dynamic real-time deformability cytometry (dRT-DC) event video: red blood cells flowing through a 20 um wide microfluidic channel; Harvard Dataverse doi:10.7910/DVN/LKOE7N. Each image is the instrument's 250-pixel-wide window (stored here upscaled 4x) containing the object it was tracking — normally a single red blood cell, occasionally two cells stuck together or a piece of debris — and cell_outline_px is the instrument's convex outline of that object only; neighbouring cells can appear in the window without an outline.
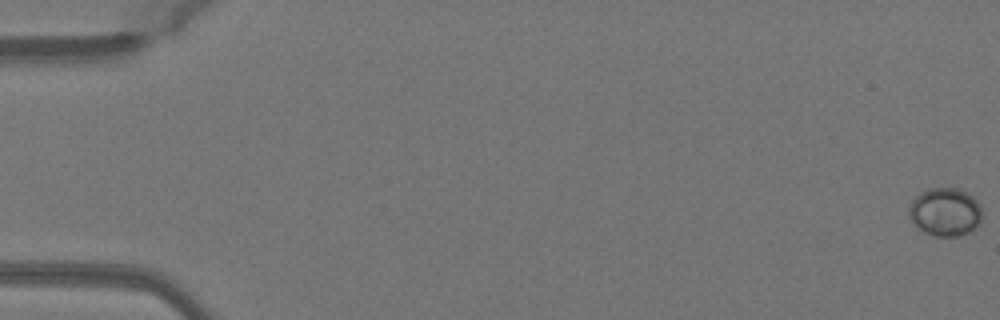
{"species": "Egyptian fruit bat (a non-hibernating species)", "species_latin": "Rousettus aegyptiacus", "temperature_condition": "warm", "stored_images_in_passage": 52, "camera_frame_rate_fps": 3000, "um_per_image_px": 0.085, "animal": {"sex": "female"}, "frame": {"image": 1, "passage_image": 1, "time_ms": 0.0, "image_size_px": [1000, 320], "cell_outline_px": [[980, 224], [976, 228], [960, 236], [936, 236], [924, 232], [912, 224], [908, 216], [908, 204], [920, 192], [928, 188], [960, 188], [972, 196], [980, 204]], "centroid_in_image_um": [80.3, 18.01], "position_along_channel_um": 4.7, "area_um2": 20.87}}
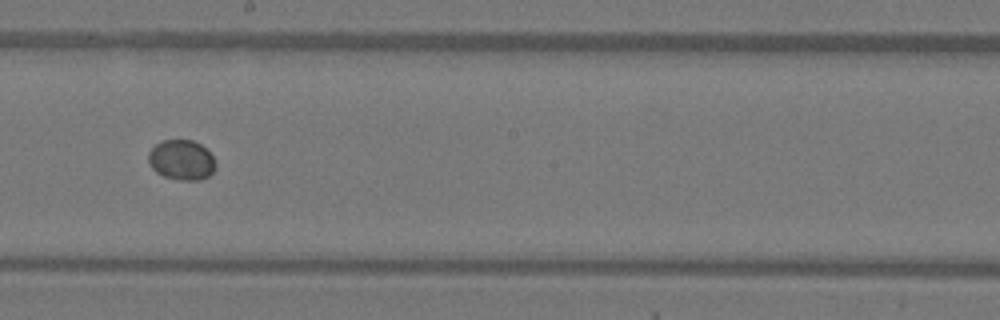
{"frame": {"image": 2, "passage_image": 30, "time_ms": 9.667, "image_size_px": [1000, 320], "cell_outline_px": [[216, 168], [208, 176], [200, 180], [180, 180], [164, 176], [156, 172], [152, 168], [148, 160], [148, 152], [160, 140], [192, 140], [200, 144], [212, 156], [216, 164]], "centroid_in_image_um": [15.42, 13.6], "position_along_channel_um": 232.8, "area_um2": 15.66}}
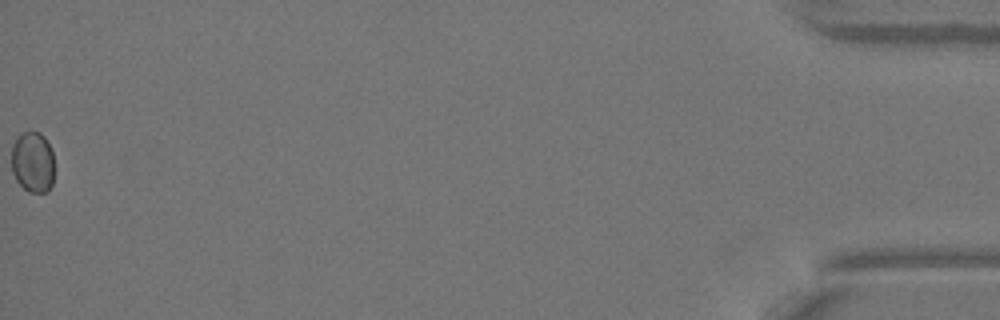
{"frame": {"image": 3, "passage_image": 52, "time_ms": 17.0, "image_size_px": [1000, 320], "cell_outline_px": [[52, 184], [48, 192], [28, 192], [16, 180], [12, 172], [12, 144], [20, 132], [32, 128], [40, 132], [44, 136], [52, 152]], "centroid_in_image_um": [2.75, 13.72], "position_along_channel_um": 432.4, "area_um2": 15.43}}